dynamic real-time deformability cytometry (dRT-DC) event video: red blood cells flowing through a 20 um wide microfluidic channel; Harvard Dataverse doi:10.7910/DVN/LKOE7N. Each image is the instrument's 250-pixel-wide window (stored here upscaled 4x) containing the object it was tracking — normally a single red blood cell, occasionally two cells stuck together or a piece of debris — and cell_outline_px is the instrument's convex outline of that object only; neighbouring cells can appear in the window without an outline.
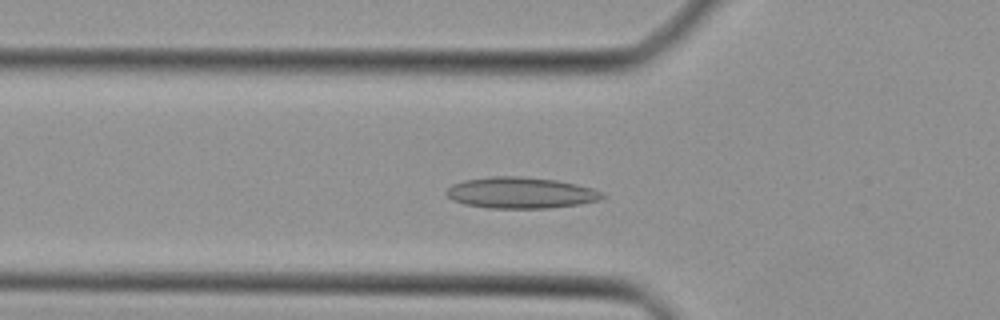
{"species": "Egyptian fruit bat (a non-hibernating species)", "species_latin": "Rousettus aegyptiacus", "temperature_condition": "cold", "stored_images_in_passage": 42, "camera_frame_rate_fps": 3000, "um_per_image_px": 0.085, "animal": {"sex": "female"}, "frame": {"image": 1, "passage_image": 11, "time_ms": 3.333, "image_size_px": [1000, 320], "cell_outline_px": [[604, 196], [600, 200], [580, 204], [548, 208], [488, 208], [464, 204], [452, 200], [444, 192], [452, 184], [464, 180], [488, 176], [524, 176], [556, 180], [576, 184], [592, 188], [604, 192]], "centroid_in_image_um": [44.25, 16.38], "position_along_channel_um": 81.6, "area_um2": 28.55}}
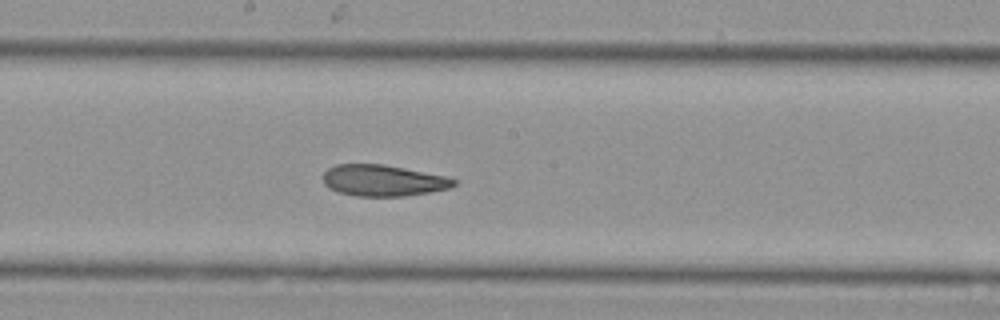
{"frame": {"image": 2, "passage_image": 20, "time_ms": 6.333, "image_size_px": [1000, 320], "cell_outline_px": [[456, 184], [448, 188], [428, 192], [404, 196], [356, 196], [340, 192], [328, 188], [324, 184], [324, 172], [328, 168], [336, 164], [384, 164], [448, 176], [456, 180]], "centroid_in_image_um": [32.56, 15.33], "position_along_channel_um": 215.6, "area_um2": 23.81}}
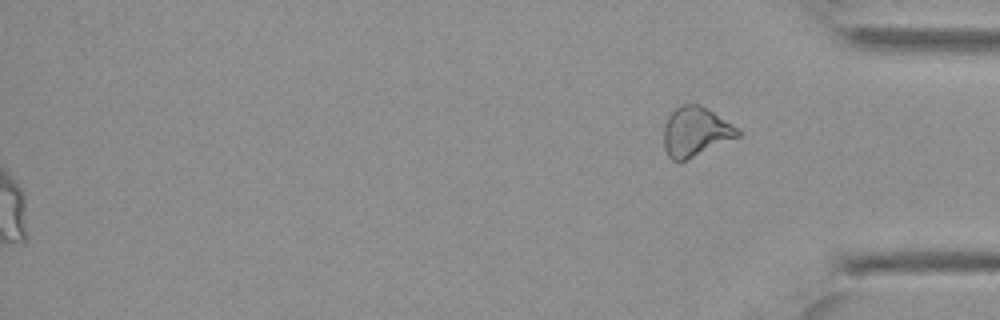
{"frame": {"image": 3, "passage_image": 42, "time_ms": 13.667, "image_size_px": [1000, 320], "cell_outline_px": [[740, 136], [680, 164], [672, 160], [668, 156], [664, 148], [664, 124], [668, 116], [680, 104], [700, 104], [732, 124], [740, 132]], "centroid_in_image_um": [59.09, 11.24], "position_along_channel_um": 376.1, "area_um2": 21.56}}